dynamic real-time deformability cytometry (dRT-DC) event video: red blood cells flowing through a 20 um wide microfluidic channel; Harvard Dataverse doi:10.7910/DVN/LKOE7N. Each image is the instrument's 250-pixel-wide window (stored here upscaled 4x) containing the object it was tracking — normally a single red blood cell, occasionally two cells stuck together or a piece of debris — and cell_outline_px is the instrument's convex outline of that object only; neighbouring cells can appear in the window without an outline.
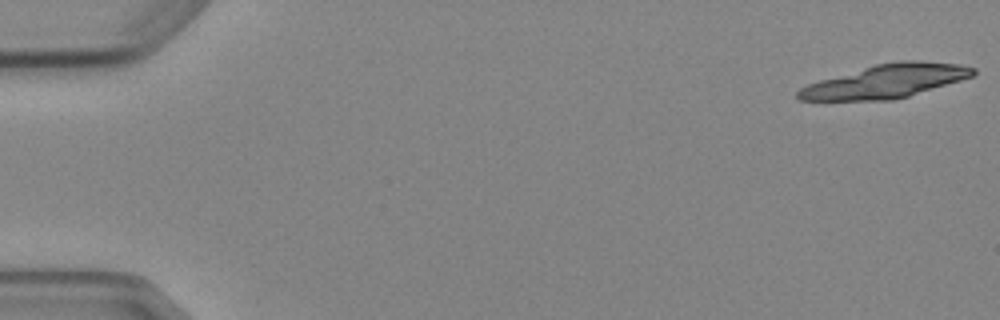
{"species": "Egyptian fruit bat (a non-hibernating species)", "species_latin": "Rousettus aegyptiacus", "temperature_condition": "cold", "stored_images_in_passage": 5, "camera_frame_rate_fps": 3000, "um_per_image_px": 0.085, "animal": {"sex": "female"}, "frame": {"image": 1, "passage_image": 1, "time_ms": 0.0, "image_size_px": [1000, 320], "cell_outline_px": [[976, 72], [972, 76], [960, 80], [908, 96], [892, 100], [800, 100], [796, 96], [796, 92], [800, 88], [808, 84], [820, 80], [876, 64], [900, 60], [920, 60], [960, 64], [976, 68]], "centroid_in_image_um": [75.31, 6.89], "position_along_channel_um": 9.7, "area_um2": 33.81}}